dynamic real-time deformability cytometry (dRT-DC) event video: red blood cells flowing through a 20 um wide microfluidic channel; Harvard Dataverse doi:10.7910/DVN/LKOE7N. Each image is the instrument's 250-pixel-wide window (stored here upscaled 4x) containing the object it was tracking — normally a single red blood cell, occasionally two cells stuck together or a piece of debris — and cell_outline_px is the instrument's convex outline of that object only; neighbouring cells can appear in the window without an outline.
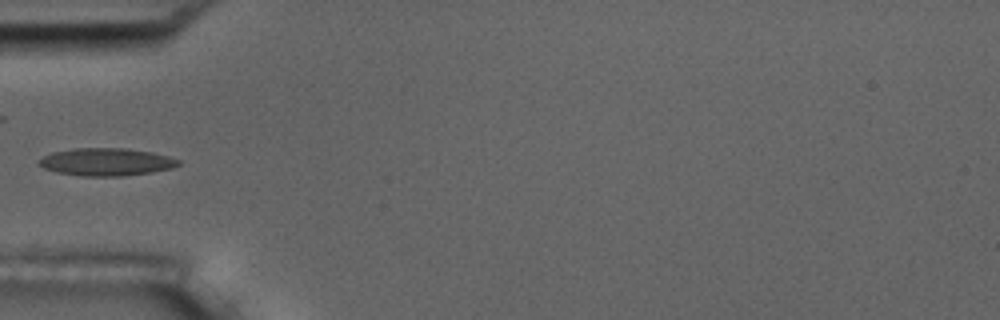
{"species": "common noctule bat (a hibernating species)", "species_latin": "Nyctalus noctula", "temperature_condition": "room temperature", "stored_images_in_passage": 3, "camera_frame_rate_fps": 3000, "um_per_image_px": 0.085, "animal": {"sex": "male", "body_mass_g": 17.5, "forearm_length_mm": 52.3}, "frame": {"image": 1, "passage_image": 3, "time_ms": 2.333, "image_size_px": [1000, 320], "cell_outline_px": [[180, 164], [172, 168], [152, 172], [124, 176], [80, 176], [56, 172], [44, 168], [36, 164], [44, 156], [52, 152], [76, 148], [124, 148], [152, 152], [168, 156], [180, 160]], "centroid_in_image_um": [9.03, 13.77], "position_along_channel_um": 76.0, "area_um2": 22.48}}